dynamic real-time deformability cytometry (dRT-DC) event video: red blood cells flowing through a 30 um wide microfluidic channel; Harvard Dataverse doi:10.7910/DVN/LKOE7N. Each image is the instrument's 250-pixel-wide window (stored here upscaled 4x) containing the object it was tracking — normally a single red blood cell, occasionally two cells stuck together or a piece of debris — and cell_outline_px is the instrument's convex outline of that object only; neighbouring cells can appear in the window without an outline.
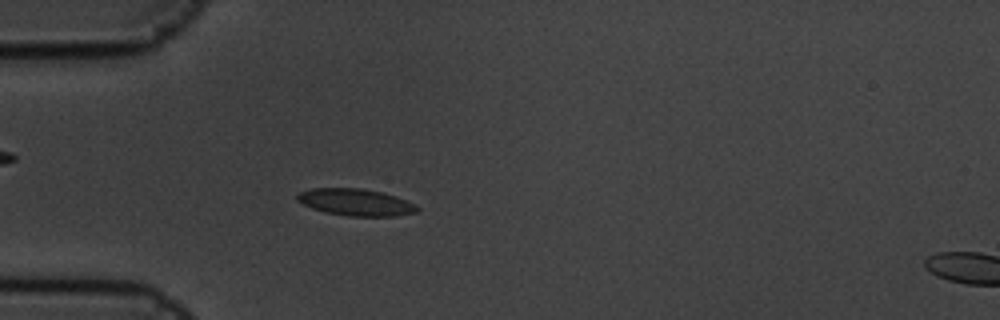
{"species": "common noctule bat (a hibernating species)", "species_latin": "Nyctalus noctula", "temperature_condition": "cold", "stored_images_in_passage": 6, "camera_frame_rate_fps": 3000, "um_per_image_px": 0.085, "animal": {"sex": "male", "body_mass_g": 19.5, "forearm_length_mm": 54.6}, "frame": {"image": 1, "passage_image": 5, "time_ms": 1.333, "image_size_px": [1000, 320], "cell_outline_px": [[420, 212], [396, 216], [348, 216], [324, 212], [312, 208], [296, 200], [296, 196], [300, 192], [312, 188], [360, 188], [384, 192], [396, 196], [416, 204], [420, 208]], "centroid_in_image_um": [30.29, 17.19], "position_along_channel_um": 54.7, "area_um2": 19.02}}